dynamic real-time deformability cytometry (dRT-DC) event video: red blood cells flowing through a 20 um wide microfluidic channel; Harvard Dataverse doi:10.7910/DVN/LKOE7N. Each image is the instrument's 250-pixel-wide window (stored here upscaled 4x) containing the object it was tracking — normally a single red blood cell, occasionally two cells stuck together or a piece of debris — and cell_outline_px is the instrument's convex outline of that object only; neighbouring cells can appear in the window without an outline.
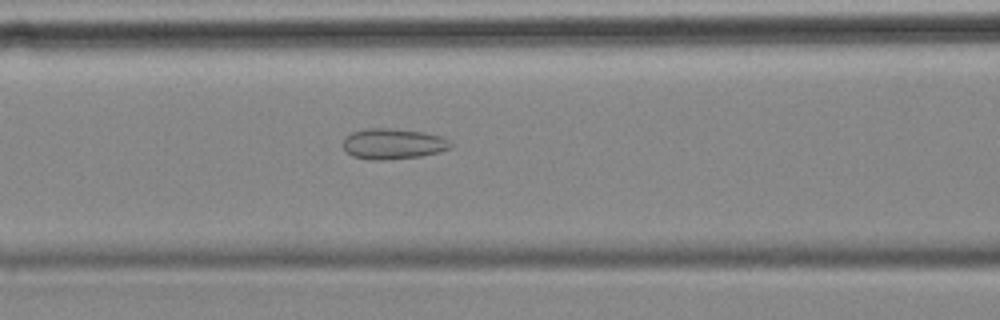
{"species": "common noctule bat (a hibernating species)", "species_latin": "Nyctalus noctula", "temperature_condition": "cold", "stored_images_in_passage": 43, "camera_frame_rate_fps": 3000, "um_per_image_px": 0.085, "animal": {"sex": "female", "body_mass_g": 18.4}, "frame": {"image": 1, "passage_image": 10, "time_ms": 3.0, "image_size_px": [1000, 320], "cell_outline_px": [[452, 148], [440, 152], [420, 156], [380, 160], [372, 160], [352, 156], [340, 144], [352, 132], [364, 128], [392, 128], [424, 132], [444, 136], [452, 144]], "centroid_in_image_um": [33.43, 12.21], "position_along_channel_um": 133.2, "area_um2": 19.36}}
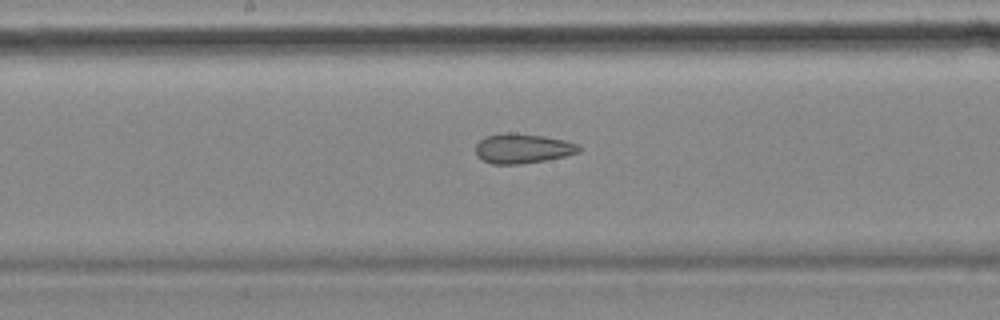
{"frame": {"image": 2, "passage_image": 16, "time_ms": 5.0, "image_size_px": [1000, 320], "cell_outline_px": [[580, 152], [548, 160], [520, 164], [492, 164], [476, 156], [476, 144], [484, 136], [508, 132], [512, 132], [544, 136], [564, 140], [580, 144]], "centroid_in_image_um": [44.42, 12.61], "position_along_channel_um": 203.8, "area_um2": 18.03}}
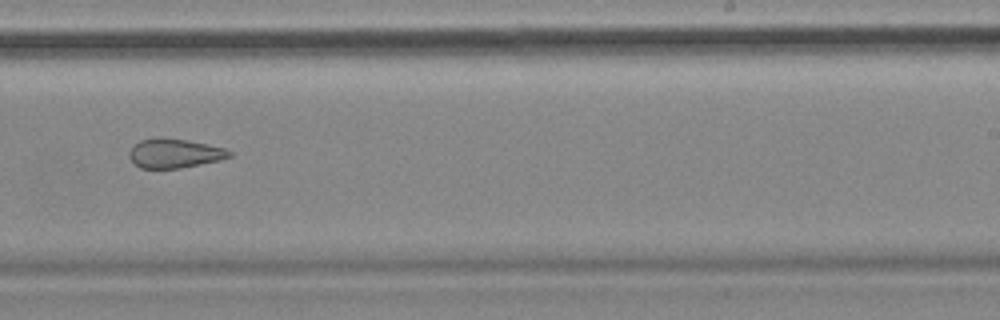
{"frame": {"image": 3, "passage_image": 22, "time_ms": 7.0, "image_size_px": [1000, 320], "cell_outline_px": [[232, 156], [220, 160], [180, 168], [140, 168], [128, 156], [128, 152], [140, 140], [156, 136], [160, 136], [188, 140], [208, 144], [224, 148], [232, 152]], "centroid_in_image_um": [14.83, 13.01], "position_along_channel_um": 274.2, "area_um2": 17.17}, "authors_computed_cell_mechanics": {"area_um2": 19.363, "velocity_mm_per_s": 3.5475, "shape_relaxation_time_tau1_ms": null, "shape_relaxation_time_tau2_ms": 4.4469, "deformation_change_tau1": null, "deformation_change_tau2": 0.1337}}